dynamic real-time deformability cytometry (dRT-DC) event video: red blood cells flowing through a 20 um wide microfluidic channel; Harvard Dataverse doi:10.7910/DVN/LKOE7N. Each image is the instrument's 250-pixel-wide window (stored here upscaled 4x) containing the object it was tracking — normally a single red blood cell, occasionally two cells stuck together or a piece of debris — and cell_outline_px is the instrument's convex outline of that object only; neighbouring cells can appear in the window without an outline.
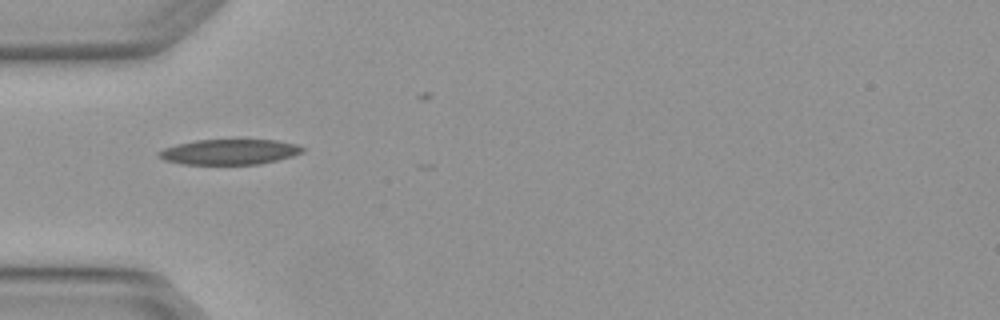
{"species": "Egyptian fruit bat (a non-hibernating species)", "species_latin": "Rousettus aegyptiacus", "temperature_condition": "warm", "stored_images_in_passage": 5, "camera_frame_rate_fps": 3000, "um_per_image_px": 0.085, "animal": {"sex": "female"}, "frame": {"image": 1, "passage_image": 4, "time_ms": 1.0, "image_size_px": [1000, 320], "cell_outline_px": [[304, 152], [292, 156], [260, 164], [180, 164], [164, 160], [156, 156], [156, 152], [164, 148], [176, 144], [196, 140], [276, 140], [296, 144], [304, 148]], "centroid_in_image_um": [19.45, 12.91], "position_along_channel_um": 65.5, "area_um2": 21.27}}
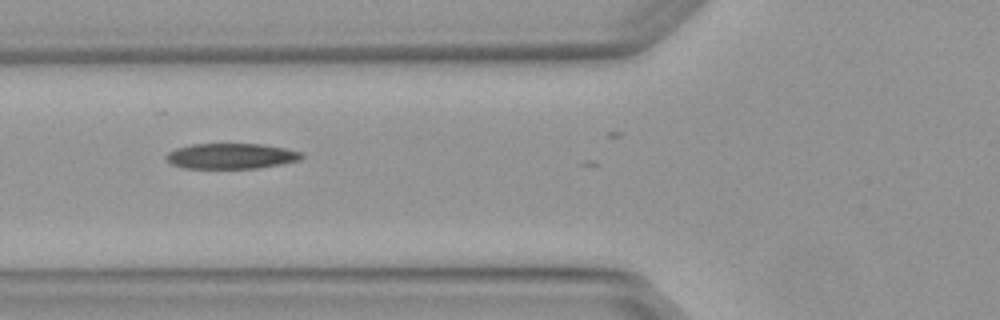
{"frame": {"image": 2, "passage_image": 5, "time_ms": 1.333, "image_size_px": [1000, 320], "cell_outline_px": [[304, 156], [300, 160], [280, 164], [256, 168], [184, 168], [172, 164], [164, 156], [168, 152], [176, 148], [192, 144], [260, 144], [284, 148], [300, 152]], "centroid_in_image_um": [19.62, 13.26], "position_along_channel_um": 106.2, "area_um2": 19.94}}